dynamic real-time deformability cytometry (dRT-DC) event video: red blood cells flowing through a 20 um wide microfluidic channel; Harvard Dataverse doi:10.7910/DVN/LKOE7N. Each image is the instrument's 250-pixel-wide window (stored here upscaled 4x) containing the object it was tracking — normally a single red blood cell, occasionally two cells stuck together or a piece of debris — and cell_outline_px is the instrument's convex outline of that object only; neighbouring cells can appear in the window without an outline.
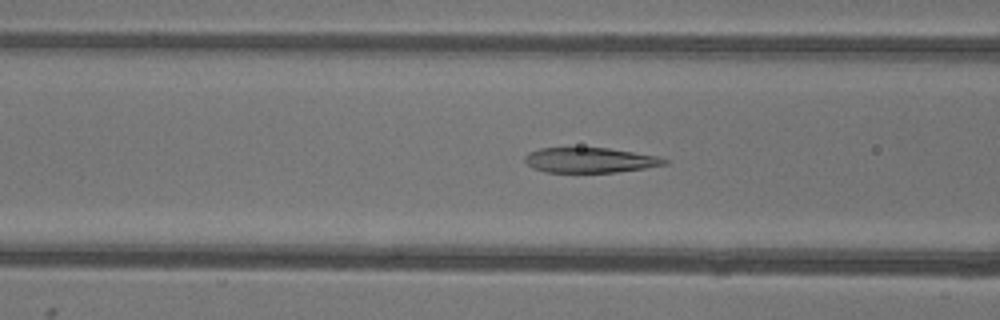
{"species": "common noctule bat (a hibernating species)", "species_latin": "Nyctalus noctula", "temperature_condition": "warm", "stored_images_in_passage": 40, "camera_frame_rate_fps": 3000, "um_per_image_px": 0.085, "animal": {"sex": "female"}, "frame": {"image": 1, "passage_image": 8, "time_ms": 2.333, "image_size_px": [1000, 320], "cell_outline_px": [[668, 164], [644, 168], [616, 172], [544, 172], [532, 168], [524, 160], [524, 156], [528, 152], [540, 148], [608, 148], [660, 156], [668, 160]], "centroid_in_image_um": [50.15, 13.61], "position_along_channel_um": 116.5, "area_um2": 20.46}}
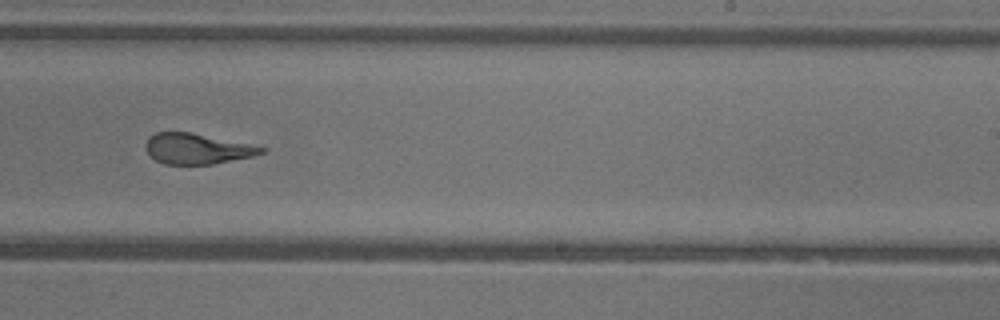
{"frame": {"image": 2, "passage_image": 20, "time_ms": 6.333, "image_size_px": [1000, 320], "cell_outline_px": [[264, 152], [252, 156], [212, 164], [164, 164], [156, 160], [148, 152], [148, 136], [156, 132], [188, 132], [248, 144], [264, 148]], "centroid_in_image_um": [16.72, 12.65], "position_along_channel_um": 272.3, "area_um2": 19.88}}
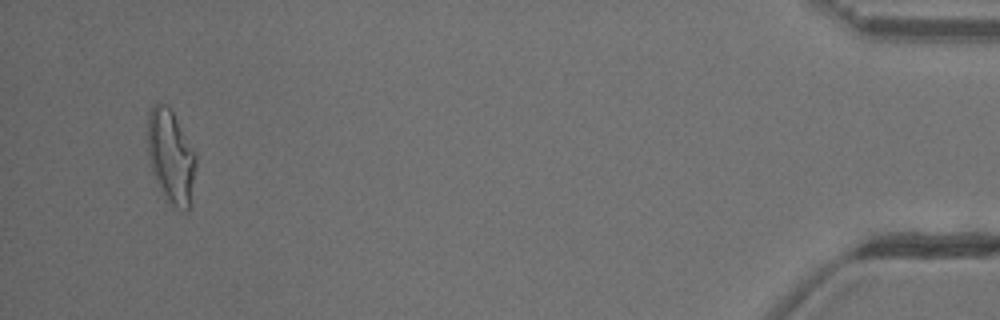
{"frame": {"image": 3, "passage_image": 38, "time_ms": 12.333, "image_size_px": [1000, 320], "cell_outline_px": [[196, 164], [188, 208], [184, 212], [176, 208], [168, 200], [160, 188], [152, 172], [148, 152], [148, 112], [152, 104], [168, 104], [196, 152]], "centroid_in_image_um": [14.52, 13.25], "position_along_channel_um": 420.7, "area_um2": 26.01}, "authors_computed_cell_mechanics": {"area_um2": 22.4264, "velocity_mm_per_s": 3.8967, "shape_relaxation_time_tau1_ms": 8.8534, "shape_relaxation_time_tau2_ms": 1.496, "deformation_change_tau1": 0.3097, "deformation_change_tau2": 0.1177}}